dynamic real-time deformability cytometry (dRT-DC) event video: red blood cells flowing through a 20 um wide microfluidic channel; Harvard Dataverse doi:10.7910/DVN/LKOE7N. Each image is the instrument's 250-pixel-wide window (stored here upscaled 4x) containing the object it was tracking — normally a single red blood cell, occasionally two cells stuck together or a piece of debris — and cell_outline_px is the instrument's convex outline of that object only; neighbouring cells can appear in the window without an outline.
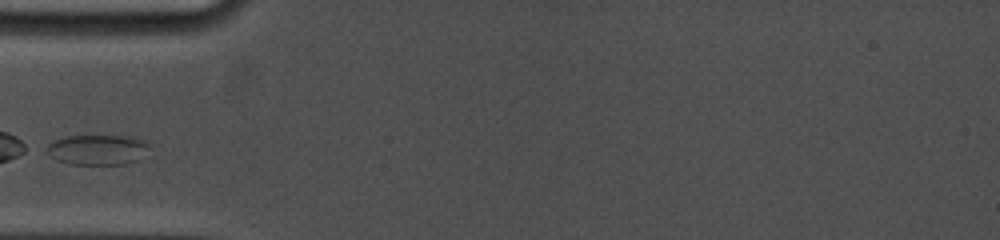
{"species": "common noctule bat (a hibernating species)", "species_latin": "Nyctalus noctula", "temperature_condition": "cold", "stored_images_in_passage": 20, "camera_frame_rate_fps": 5000, "um_per_image_px": 0.085, "animal": {"sex": "female", "body_mass_g": 19.0, "forearm_length_mm": 53.3}, "frame": {"image": 1, "passage_image": 1, "time_ms": 0.0, "image_size_px": [1000, 240], "cell_outline_px": [[152, 144], [140, 160], [124, 164], [68, 164], [56, 160], [40, 148], [52, 140], [64, 136], [136, 136]], "centroid_in_image_um": [8.25, 12.71], "position_along_channel_um": 76.7, "area_um2": 18.73}}
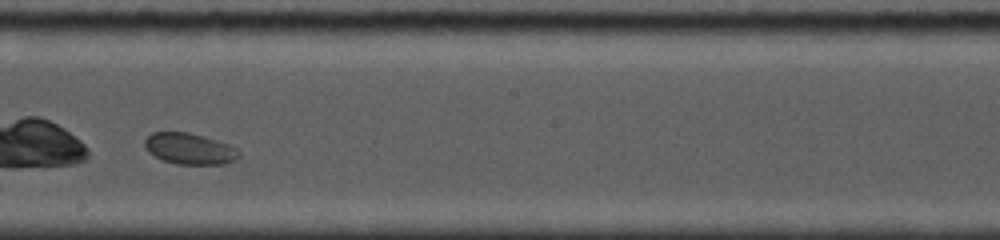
{"frame": {"image": 2, "passage_image": 12, "time_ms": 4.2, "image_size_px": [1000, 240], "cell_outline_px": [[240, 156], [236, 160], [224, 164], [176, 164], [160, 160], [148, 152], [144, 144], [144, 140], [152, 132], [188, 132], [228, 144], [236, 148], [240, 152]], "centroid_in_image_um": [16.09, 12.65], "position_along_channel_um": 232.1, "area_um2": 17.17}}
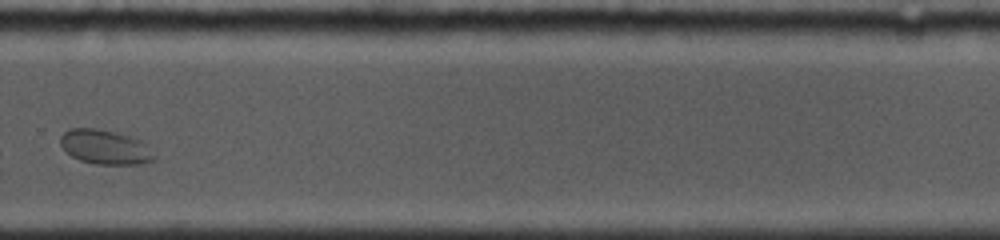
{"frame": {"image": 3, "passage_image": 17, "time_ms": 6.6, "image_size_px": [1000, 240], "cell_outline_px": [[156, 160], [140, 164], [96, 164], [80, 160], [72, 156], [60, 144], [60, 136], [68, 128], [96, 128], [116, 132], [132, 136], [144, 140], [156, 156]], "centroid_in_image_um": [8.99, 12.49], "position_along_channel_um": 320.8, "area_um2": 19.13}}